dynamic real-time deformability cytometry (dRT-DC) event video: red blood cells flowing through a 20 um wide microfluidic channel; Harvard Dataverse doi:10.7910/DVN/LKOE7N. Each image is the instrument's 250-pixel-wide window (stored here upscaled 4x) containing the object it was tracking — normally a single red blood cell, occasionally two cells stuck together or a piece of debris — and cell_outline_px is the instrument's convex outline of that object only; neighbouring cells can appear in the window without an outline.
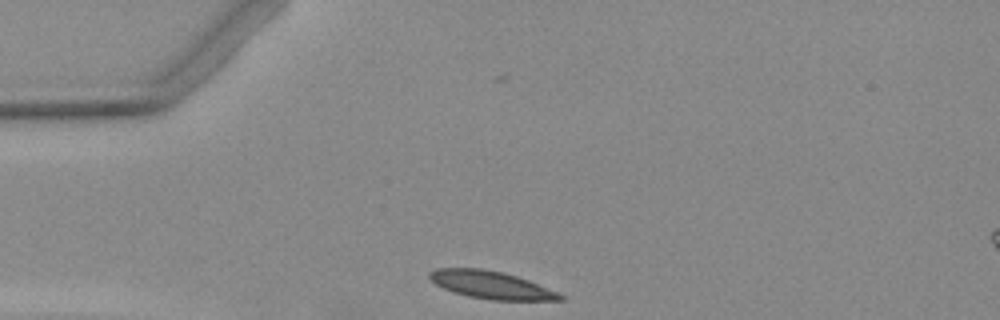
{"species": "Egyptian fruit bat (a non-hibernating species)", "species_latin": "Rousettus aegyptiacus", "temperature_condition": "warm", "stored_images_in_passage": 3, "camera_frame_rate_fps": 3000, "um_per_image_px": 0.085, "animal": {"sex": "female"}, "frame": {"image": 1, "passage_image": 1, "time_ms": 0.0, "image_size_px": [1000, 320], "cell_outline_px": [[564, 300], [492, 300], [468, 296], [452, 292], [436, 284], [428, 276], [428, 272], [436, 268], [480, 268], [504, 272], [528, 280], [556, 292], [564, 296]], "centroid_in_image_um": [41.7, 24.21], "position_along_channel_um": 43.3, "area_um2": 20.87}}
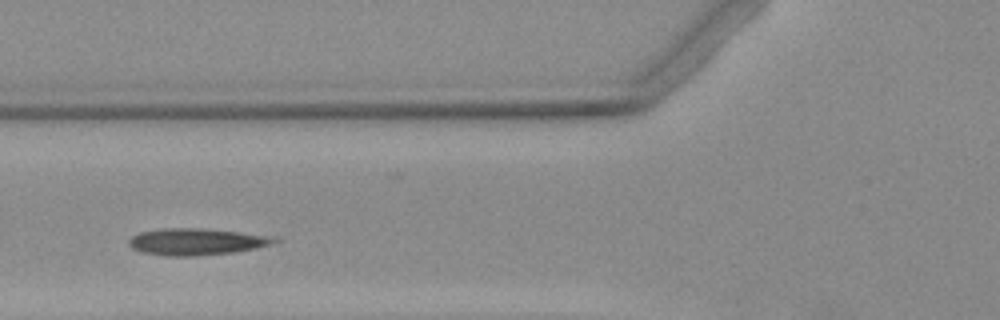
{"frame": {"image": 2, "passage_image": 3, "time_ms": 2.333, "image_size_px": [1000, 320], "cell_outline_px": [[280, 240], [256, 248], [232, 252], [192, 256], [164, 256], [144, 252], [132, 248], [128, 244], [128, 240], [132, 236], [140, 232], [160, 228], [204, 228], [280, 236]], "centroid_in_image_um": [16.72, 20.53], "position_along_channel_um": 109.1, "area_um2": 22.83}}